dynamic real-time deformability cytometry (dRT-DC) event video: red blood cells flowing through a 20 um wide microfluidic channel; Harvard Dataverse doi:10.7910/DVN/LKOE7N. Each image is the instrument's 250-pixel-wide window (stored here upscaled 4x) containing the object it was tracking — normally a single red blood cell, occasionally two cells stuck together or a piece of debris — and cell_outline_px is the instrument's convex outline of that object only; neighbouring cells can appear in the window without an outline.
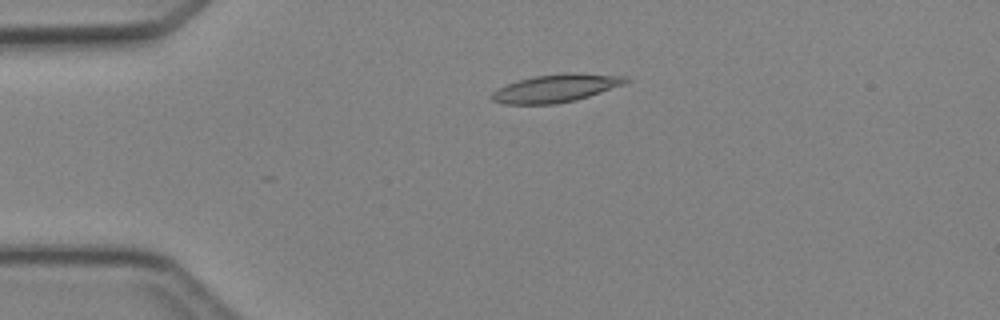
{"species": "Egyptian fruit bat (a non-hibernating species)", "species_latin": "Rousettus aegyptiacus", "temperature_condition": "cold", "stored_images_in_passage": 5, "camera_frame_rate_fps": 3000, "um_per_image_px": 0.085, "animal": {"sex": "female"}, "frame": {"image": 1, "passage_image": 3, "time_ms": 2.333, "image_size_px": [1000, 320], "cell_outline_px": [[628, 80], [624, 84], [576, 100], [556, 104], [504, 104], [492, 100], [488, 96], [492, 92], [508, 84], [532, 76], [564, 72], [568, 72], [628, 76]], "centroid_in_image_um": [47.23, 7.49], "position_along_channel_um": 37.8, "area_um2": 21.73}}